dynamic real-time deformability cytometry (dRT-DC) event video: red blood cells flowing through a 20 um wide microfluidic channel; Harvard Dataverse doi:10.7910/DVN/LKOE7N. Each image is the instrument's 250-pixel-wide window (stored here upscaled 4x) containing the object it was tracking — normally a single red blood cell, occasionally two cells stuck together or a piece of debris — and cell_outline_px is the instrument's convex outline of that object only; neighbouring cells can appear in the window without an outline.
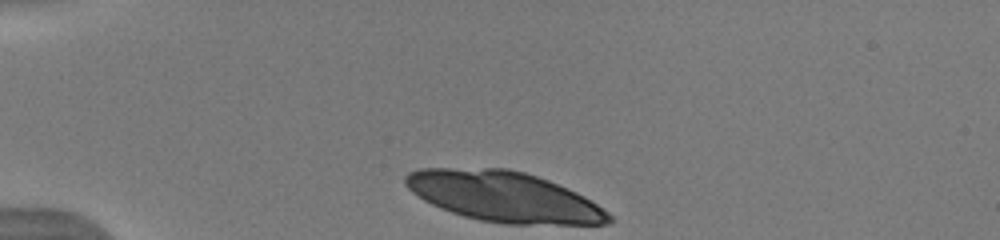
{"species": "human", "species_latin": "Homo sapiens", "temperature_condition": "warm", "stored_images_in_passage": 40, "camera_frame_rate_fps": 3000, "um_per_image_px": 0.085, "donor": {"sex": "male"}, "frame": {"image": 1, "passage_image": 1, "time_ms": 0.0, "image_size_px": [1000, 240], "cell_outline_px": [[616, 220], [608, 224], [504, 224], [480, 220], [464, 216], [440, 208], [424, 200], [412, 192], [404, 184], [404, 176], [408, 172], [420, 168], [508, 168], [524, 172], [548, 180], [568, 188], [584, 196], [608, 212]], "centroid_in_image_um": [42.83, 16.72], "position_along_channel_um": 42.2, "area_um2": 59.65}}